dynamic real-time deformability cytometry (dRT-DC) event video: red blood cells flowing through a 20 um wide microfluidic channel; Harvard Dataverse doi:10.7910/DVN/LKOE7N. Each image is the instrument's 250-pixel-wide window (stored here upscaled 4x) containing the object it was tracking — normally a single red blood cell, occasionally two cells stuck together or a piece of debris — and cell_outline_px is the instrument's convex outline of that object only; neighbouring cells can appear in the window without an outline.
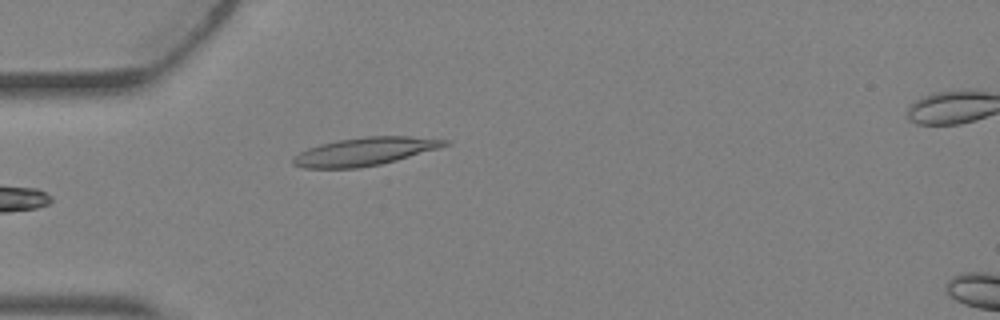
{"species": "Egyptian fruit bat (a non-hibernating species)", "species_latin": "Rousettus aegyptiacus", "temperature_condition": "warm", "stored_images_in_passage": 6, "camera_frame_rate_fps": 3000, "um_per_image_px": 0.085, "animal": {"sex": "female"}, "frame": {"image": 1, "passage_image": 5, "time_ms": 1.333, "image_size_px": [1000, 320], "cell_outline_px": [[452, 144], [440, 148], [396, 160], [380, 164], [360, 168], [304, 168], [292, 164], [292, 160], [300, 152], [308, 148], [320, 144], [336, 140], [364, 136], [412, 136], [452, 140]], "centroid_in_image_um": [31.07, 12.86], "position_along_channel_um": 53.9, "area_um2": 24.97}}